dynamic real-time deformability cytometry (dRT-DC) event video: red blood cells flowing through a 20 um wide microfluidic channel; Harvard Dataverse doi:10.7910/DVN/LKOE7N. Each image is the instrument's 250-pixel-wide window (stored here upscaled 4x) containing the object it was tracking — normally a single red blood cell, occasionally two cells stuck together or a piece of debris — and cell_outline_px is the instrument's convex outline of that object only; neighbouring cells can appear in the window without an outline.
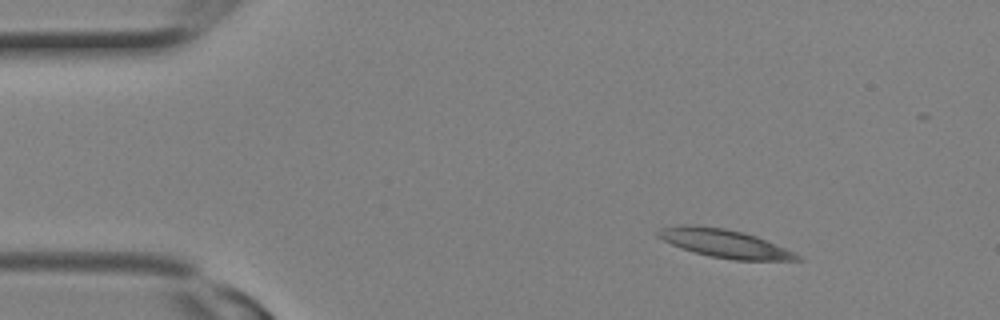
{"species": "Egyptian fruit bat (a non-hibernating species)", "species_latin": "Rousettus aegyptiacus", "temperature_condition": "room temperature", "stored_images_in_passage": 5, "camera_frame_rate_fps": 3000, "um_per_image_px": 0.085, "animal": {"sex": "female"}, "frame": {"image": 1, "passage_image": 1, "time_ms": 0.0, "image_size_px": [1000, 320], "cell_outline_px": [[804, 260], [736, 260], [712, 256], [696, 252], [672, 244], [656, 236], [656, 232], [660, 228], [684, 224], [696, 224], [724, 228], [744, 232], [756, 236], [784, 248], [800, 256]], "centroid_in_image_um": [61.55, 20.67], "position_along_channel_um": 23.4, "area_um2": 22.54}}
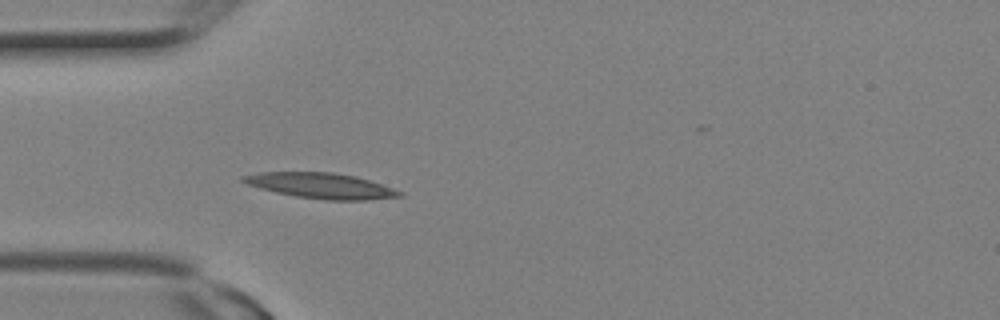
{"frame": {"image": 2, "passage_image": 5, "time_ms": 1.333, "image_size_px": [1000, 320], "cell_outline_px": [[404, 196], [368, 200], [328, 200], [296, 196], [276, 192], [260, 188], [248, 184], [240, 180], [240, 176], [260, 172], [332, 172], [356, 176], [404, 192]], "centroid_in_image_um": [27.29, 15.78], "position_along_channel_um": 57.7, "area_um2": 23.12}}